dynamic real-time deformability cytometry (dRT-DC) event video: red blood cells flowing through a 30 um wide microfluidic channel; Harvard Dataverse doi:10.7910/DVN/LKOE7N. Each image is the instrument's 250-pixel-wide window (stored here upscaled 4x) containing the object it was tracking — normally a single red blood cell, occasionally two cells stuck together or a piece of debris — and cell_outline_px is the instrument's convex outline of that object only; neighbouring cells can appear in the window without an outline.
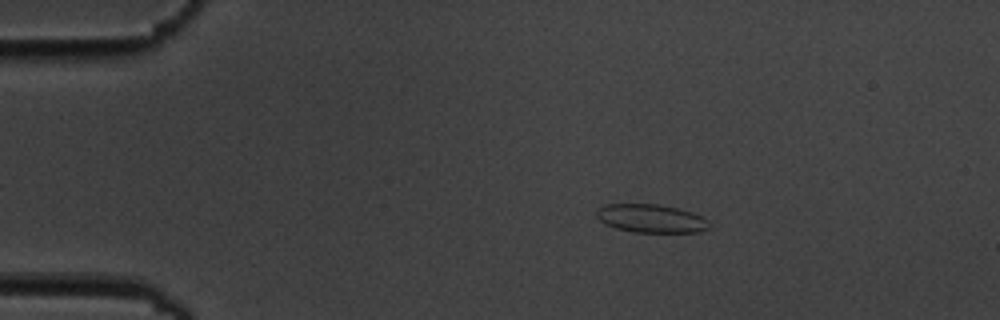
{"species": "common noctule bat (a hibernating species)", "species_latin": "Nyctalus noctula", "temperature_condition": "cold", "stored_images_in_passage": 4, "camera_frame_rate_fps": 3000, "um_per_image_px": 0.085, "animal": {"sex": "male", "body_mass_g": 19.5, "forearm_length_mm": 54.6}, "frame": {"image": 1, "passage_image": 2, "time_ms": 1.0, "image_size_px": [1000, 320], "cell_outline_px": [[712, 224], [708, 228], [700, 232], [632, 232], [616, 228], [604, 224], [596, 216], [596, 212], [604, 204], [656, 204], [676, 208], [692, 212], [708, 220]], "centroid_in_image_um": [55.34, 18.58], "position_along_channel_um": 29.7, "area_um2": 18.61}}